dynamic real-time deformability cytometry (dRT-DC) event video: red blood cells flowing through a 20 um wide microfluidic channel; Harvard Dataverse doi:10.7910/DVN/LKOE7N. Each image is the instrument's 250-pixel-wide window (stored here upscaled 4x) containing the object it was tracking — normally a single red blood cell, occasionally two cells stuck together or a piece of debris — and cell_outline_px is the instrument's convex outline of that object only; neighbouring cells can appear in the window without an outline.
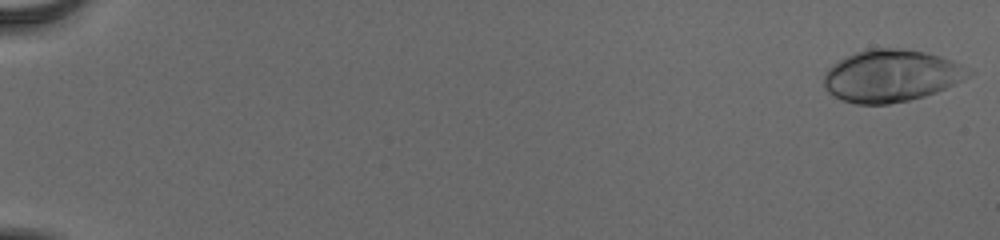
{"species": "human", "species_latin": "Homo sapiens", "temperature_condition": "cold", "stored_images_in_passage": 55, "camera_frame_rate_fps": 3000, "um_per_image_px": 0.085, "donor": {"sex": "male"}, "frame": {"image": 1, "passage_image": 1, "time_ms": 0.0, "image_size_px": [1000, 240], "cell_outline_px": [[976, 72], [972, 76], [936, 92], [924, 96], [908, 100], [888, 104], [856, 104], [840, 100], [828, 92], [824, 88], [824, 72], [832, 64], [864, 48], [904, 48], [924, 52], [940, 56], [952, 60]], "centroid_in_image_um": [75.75, 6.44], "position_along_channel_um": 9.2, "area_um2": 44.27}}
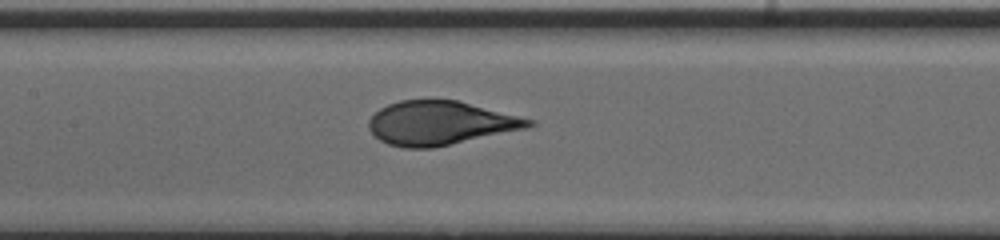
{"frame": {"image": 2, "passage_image": 29, "time_ms": 9.333, "image_size_px": [1000, 240], "cell_outline_px": [[536, 124], [528, 128], [432, 148], [404, 148], [388, 144], [380, 140], [368, 128], [368, 120], [380, 108], [388, 104], [400, 100], [460, 100], [536, 120]], "centroid_in_image_um": [37.45, 10.45], "position_along_channel_um": 169.9, "area_um2": 41.04}}
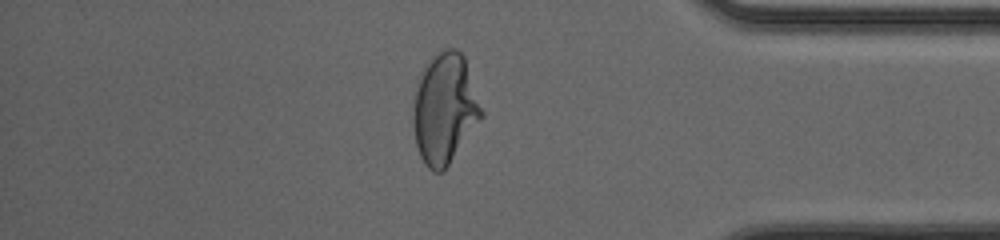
{"frame": {"image": 3, "passage_image": 48, "time_ms": 15.667, "image_size_px": [1000, 240], "cell_outline_px": [[484, 116], [444, 172], [432, 172], [424, 164], [420, 156], [416, 144], [412, 124], [412, 108], [416, 80], [424, 68], [440, 52], [448, 48], [456, 48], [464, 56], [484, 112]], "centroid_in_image_um": [37.79, 9.29], "position_along_channel_um": 397.4, "area_um2": 44.33}, "authors_computed_cell_mechanics": {"area_um2": 41.7894, "velocity_mm_per_s": 3.8804, "shape_relaxation_time_tau1_ms": 4.7078, "shape_relaxation_time_tau2_ms": null, "deformation_change_tau1": 0.2183, "deformation_change_tau2": null}}